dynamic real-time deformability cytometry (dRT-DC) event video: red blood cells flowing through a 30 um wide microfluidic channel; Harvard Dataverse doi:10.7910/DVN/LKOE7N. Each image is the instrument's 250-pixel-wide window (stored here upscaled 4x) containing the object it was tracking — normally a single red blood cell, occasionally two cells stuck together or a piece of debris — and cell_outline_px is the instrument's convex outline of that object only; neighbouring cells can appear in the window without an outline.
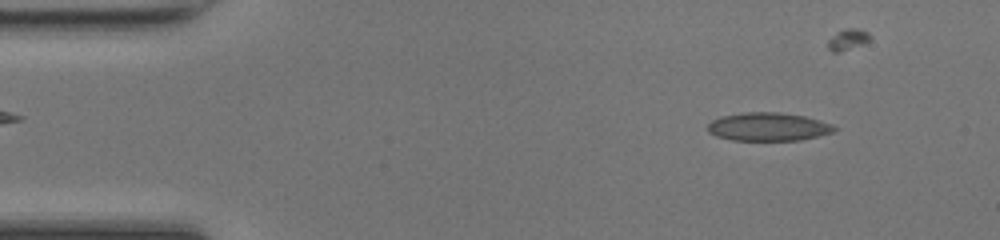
{"species": "common noctule bat (a hibernating species)", "species_latin": "Nyctalus noctula", "temperature_condition": "room temperature", "stored_images_in_passage": 38, "camera_frame_rate_fps": 3000, "um_per_image_px": 0.085, "animal": {"sex": "female", "body_mass_g": 17.0, "forearm_length_mm": 48.0}, "frame": {"image": 1, "passage_image": 5, "time_ms": 1.333, "image_size_px": [1000, 240], "cell_outline_px": [[840, 128], [836, 132], [800, 140], [732, 140], [716, 136], [708, 132], [708, 124], [712, 120], [720, 116], [744, 112], [780, 112], [804, 116], [820, 120], [832, 124]], "centroid_in_image_um": [65.34, 10.77], "position_along_channel_um": 19.7, "area_um2": 21.1}}
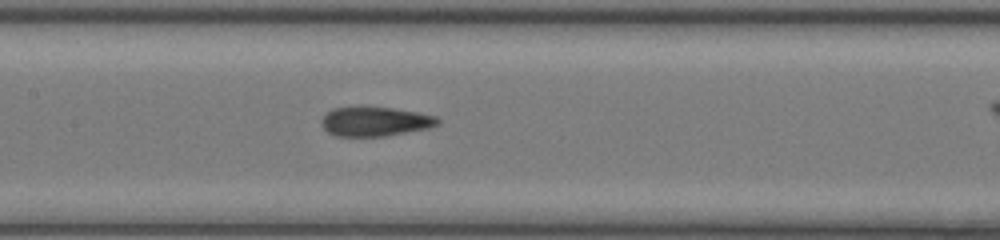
{"frame": {"image": 2, "passage_image": 22, "time_ms": 7.0, "image_size_px": [1000, 240], "cell_outline_px": [[440, 124], [428, 128], [388, 136], [336, 136], [328, 132], [320, 124], [320, 120], [332, 108], [360, 104], [392, 108], [416, 112], [436, 116], [440, 120]], "centroid_in_image_um": [31.85, 10.29], "position_along_channel_um": 175.6, "area_um2": 20.52}}
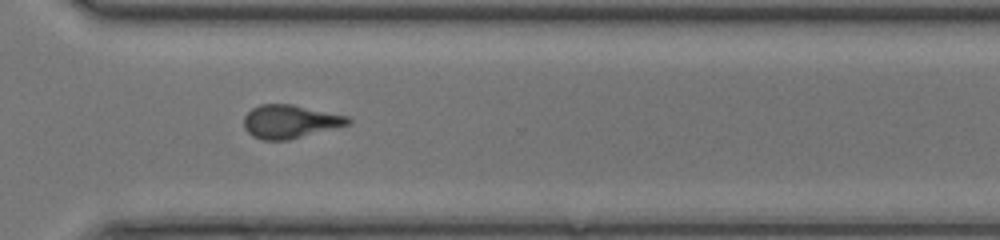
{"frame": {"image": 3, "passage_image": 34, "time_ms": 11.0, "image_size_px": [1000, 240], "cell_outline_px": [[352, 120], [348, 124], [288, 140], [264, 140], [252, 136], [244, 128], [244, 116], [252, 108], [260, 104], [292, 104], [348, 116]], "centroid_in_image_um": [24.61, 10.32], "position_along_channel_um": 346.0, "area_um2": 20.06}}